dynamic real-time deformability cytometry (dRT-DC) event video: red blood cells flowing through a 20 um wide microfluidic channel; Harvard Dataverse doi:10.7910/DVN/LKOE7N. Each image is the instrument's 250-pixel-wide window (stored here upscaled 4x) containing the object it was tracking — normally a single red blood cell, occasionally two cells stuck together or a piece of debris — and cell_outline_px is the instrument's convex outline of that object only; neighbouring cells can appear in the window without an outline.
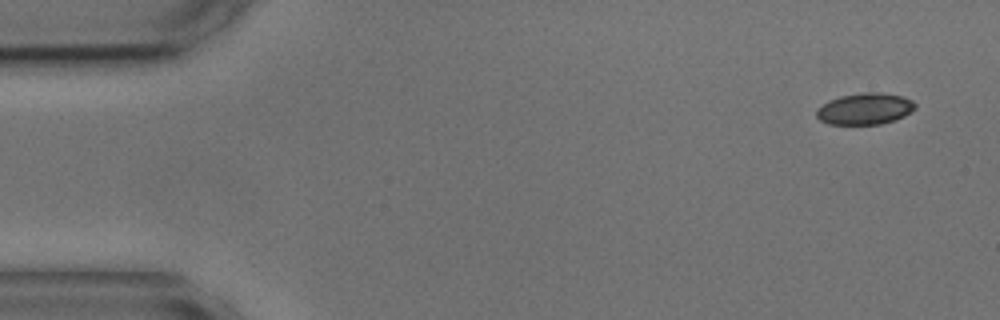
{"species": "common noctule bat (a hibernating species)", "species_latin": "Nyctalus noctula", "temperature_condition": "cold", "stored_images_in_passage": 51, "camera_frame_rate_fps": 3000, "um_per_image_px": 0.085, "animal": {"sex": "male", "body_mass_g": 17.9, "forearm_length_mm": 54.2}, "frame": {"image": 1, "passage_image": 1, "time_ms": 0.0, "image_size_px": [1000, 320], "cell_outline_px": [[916, 108], [912, 112], [896, 120], [880, 124], [828, 124], [820, 120], [816, 116], [816, 112], [828, 100], [840, 96], [864, 92], [880, 92], [900, 96], [912, 100], [916, 104]], "centroid_in_image_um": [73.55, 9.25], "position_along_channel_um": 11.5, "area_um2": 18.09}}
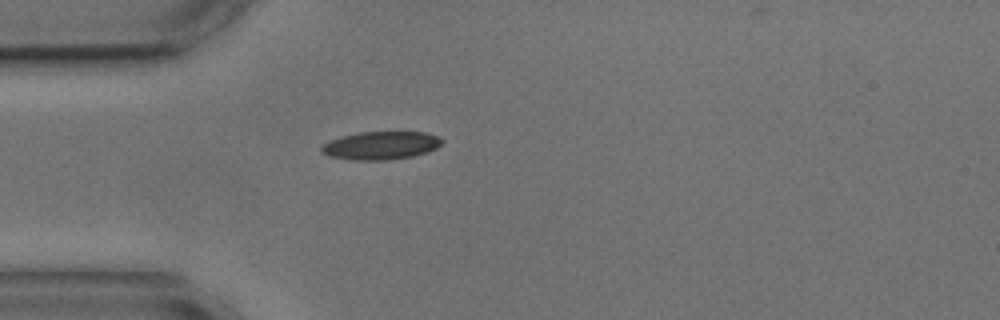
{"frame": {"image": 2, "passage_image": 13, "time_ms": 4.0, "image_size_px": [1000, 320], "cell_outline_px": [[444, 140], [436, 148], [412, 156], [388, 160], [352, 160], [328, 156], [320, 152], [320, 148], [324, 144], [332, 140], [344, 136], [360, 132], [424, 132], [440, 136]], "centroid_in_image_um": [32.37, 12.37], "position_along_channel_um": 52.6, "area_um2": 19.59}}
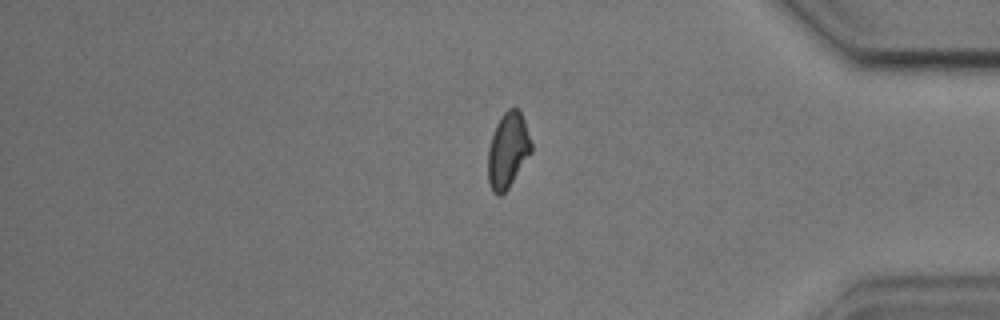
{"frame": {"image": 3, "passage_image": 44, "time_ms": 14.333, "image_size_px": [1000, 320], "cell_outline_px": [[532, 152], [508, 188], [500, 196], [496, 196], [492, 192], [488, 180], [488, 148], [496, 124], [500, 116], [508, 108], [516, 108], [520, 112], [524, 120], [532, 144]], "centroid_in_image_um": [43.16, 12.79], "position_along_channel_um": 392.0, "area_um2": 19.02}, "authors_computed_cell_mechanics": {"area_um2": 19.074, "velocity_mm_per_s": 3.5962, "shape_relaxation_time_tau1_ms": 3.375, "shape_relaxation_time_tau2_ms": 3.2447, "deformation_change_tau1": 0.1266, "deformation_change_tau2": 0.0877}}